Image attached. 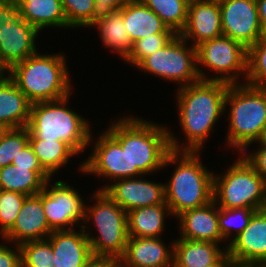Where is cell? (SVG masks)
Returning a JSON list of instances; mask_svg holds the SVG:
<instances>
[{"label":"cell","mask_w":266,"mask_h":267,"mask_svg":"<svg viewBox=\"0 0 266 267\" xmlns=\"http://www.w3.org/2000/svg\"><path fill=\"white\" fill-rule=\"evenodd\" d=\"M126 151L130 178L156 172L163 168L171 150L182 151L183 143L168 129L156 123L129 116L113 122L106 130Z\"/></svg>","instance_id":"1"},{"label":"cell","mask_w":266,"mask_h":267,"mask_svg":"<svg viewBox=\"0 0 266 267\" xmlns=\"http://www.w3.org/2000/svg\"><path fill=\"white\" fill-rule=\"evenodd\" d=\"M229 85L200 80L177 89L179 121L187 138L182 151H201L217 119L226 112L225 97Z\"/></svg>","instance_id":"2"},{"label":"cell","mask_w":266,"mask_h":267,"mask_svg":"<svg viewBox=\"0 0 266 267\" xmlns=\"http://www.w3.org/2000/svg\"><path fill=\"white\" fill-rule=\"evenodd\" d=\"M197 153L171 150L165 159L163 167L179 162L169 183L164 185L165 202L173 216L213 201L214 174L203 166Z\"/></svg>","instance_id":"3"},{"label":"cell","mask_w":266,"mask_h":267,"mask_svg":"<svg viewBox=\"0 0 266 267\" xmlns=\"http://www.w3.org/2000/svg\"><path fill=\"white\" fill-rule=\"evenodd\" d=\"M65 60L61 54L40 55L36 52L15 64L8 76L32 104L58 100L71 94Z\"/></svg>","instance_id":"4"},{"label":"cell","mask_w":266,"mask_h":267,"mask_svg":"<svg viewBox=\"0 0 266 267\" xmlns=\"http://www.w3.org/2000/svg\"><path fill=\"white\" fill-rule=\"evenodd\" d=\"M69 97L31 105L29 139L61 140L77 154L85 150L92 141L90 126L81 115L65 107Z\"/></svg>","instance_id":"5"},{"label":"cell","mask_w":266,"mask_h":267,"mask_svg":"<svg viewBox=\"0 0 266 267\" xmlns=\"http://www.w3.org/2000/svg\"><path fill=\"white\" fill-rule=\"evenodd\" d=\"M227 105L231 108L226 140L230 147L242 153L259 139L266 125V87L230 84L225 97V110Z\"/></svg>","instance_id":"6"},{"label":"cell","mask_w":266,"mask_h":267,"mask_svg":"<svg viewBox=\"0 0 266 267\" xmlns=\"http://www.w3.org/2000/svg\"><path fill=\"white\" fill-rule=\"evenodd\" d=\"M91 199L97 200V203L89 207L85 205L83 223L93 220L99 236H90L85 230L86 226L82 227L89 240L92 255L94 258L117 263L124 256L129 238L127 212L103 190L94 193Z\"/></svg>","instance_id":"7"},{"label":"cell","mask_w":266,"mask_h":267,"mask_svg":"<svg viewBox=\"0 0 266 267\" xmlns=\"http://www.w3.org/2000/svg\"><path fill=\"white\" fill-rule=\"evenodd\" d=\"M221 177H213V201L219 208H249L263 210L266 207V181L240 157Z\"/></svg>","instance_id":"8"},{"label":"cell","mask_w":266,"mask_h":267,"mask_svg":"<svg viewBox=\"0 0 266 267\" xmlns=\"http://www.w3.org/2000/svg\"><path fill=\"white\" fill-rule=\"evenodd\" d=\"M187 41L176 34L164 47L145 57L136 67L157 77L188 86L200 80L206 81V74L197 66L195 46L187 48Z\"/></svg>","instance_id":"9"},{"label":"cell","mask_w":266,"mask_h":267,"mask_svg":"<svg viewBox=\"0 0 266 267\" xmlns=\"http://www.w3.org/2000/svg\"><path fill=\"white\" fill-rule=\"evenodd\" d=\"M196 50L197 63L208 67L218 75L221 74L213 78L207 77L206 81L238 84L241 72L242 75L245 73V79L247 78L248 49L241 43L221 35L200 43L196 46Z\"/></svg>","instance_id":"10"},{"label":"cell","mask_w":266,"mask_h":267,"mask_svg":"<svg viewBox=\"0 0 266 267\" xmlns=\"http://www.w3.org/2000/svg\"><path fill=\"white\" fill-rule=\"evenodd\" d=\"M46 181L38 193L42 199L48 225L53 230H70L73 224L84 222L85 204L79 193L64 181H56L50 188Z\"/></svg>","instance_id":"11"},{"label":"cell","mask_w":266,"mask_h":267,"mask_svg":"<svg viewBox=\"0 0 266 267\" xmlns=\"http://www.w3.org/2000/svg\"><path fill=\"white\" fill-rule=\"evenodd\" d=\"M219 6L223 35L247 49L263 36L256 0H225Z\"/></svg>","instance_id":"12"},{"label":"cell","mask_w":266,"mask_h":267,"mask_svg":"<svg viewBox=\"0 0 266 267\" xmlns=\"http://www.w3.org/2000/svg\"><path fill=\"white\" fill-rule=\"evenodd\" d=\"M227 245L236 265L259 267L266 262V209L256 211L248 226Z\"/></svg>","instance_id":"13"},{"label":"cell","mask_w":266,"mask_h":267,"mask_svg":"<svg viewBox=\"0 0 266 267\" xmlns=\"http://www.w3.org/2000/svg\"><path fill=\"white\" fill-rule=\"evenodd\" d=\"M94 152L80 165L82 172L118 180L130 178L129 159L126 151L104 131L94 143Z\"/></svg>","instance_id":"14"},{"label":"cell","mask_w":266,"mask_h":267,"mask_svg":"<svg viewBox=\"0 0 266 267\" xmlns=\"http://www.w3.org/2000/svg\"><path fill=\"white\" fill-rule=\"evenodd\" d=\"M164 185L135 177L115 180V183L99 190L105 191L128 213L139 207L164 203Z\"/></svg>","instance_id":"15"},{"label":"cell","mask_w":266,"mask_h":267,"mask_svg":"<svg viewBox=\"0 0 266 267\" xmlns=\"http://www.w3.org/2000/svg\"><path fill=\"white\" fill-rule=\"evenodd\" d=\"M52 232L44 213L42 199L37 194L25 198L14 225L2 238L21 245L30 241L45 240Z\"/></svg>","instance_id":"16"},{"label":"cell","mask_w":266,"mask_h":267,"mask_svg":"<svg viewBox=\"0 0 266 267\" xmlns=\"http://www.w3.org/2000/svg\"><path fill=\"white\" fill-rule=\"evenodd\" d=\"M40 32L20 15L0 29V58L11 69L37 52L35 39Z\"/></svg>","instance_id":"17"},{"label":"cell","mask_w":266,"mask_h":267,"mask_svg":"<svg viewBox=\"0 0 266 267\" xmlns=\"http://www.w3.org/2000/svg\"><path fill=\"white\" fill-rule=\"evenodd\" d=\"M179 35L186 41L192 39L195 47L223 35L219 3L207 0L189 2L187 22Z\"/></svg>","instance_id":"18"},{"label":"cell","mask_w":266,"mask_h":267,"mask_svg":"<svg viewBox=\"0 0 266 267\" xmlns=\"http://www.w3.org/2000/svg\"><path fill=\"white\" fill-rule=\"evenodd\" d=\"M53 231L47 238L51 243L55 267H85L94 259L83 227Z\"/></svg>","instance_id":"19"},{"label":"cell","mask_w":266,"mask_h":267,"mask_svg":"<svg viewBox=\"0 0 266 267\" xmlns=\"http://www.w3.org/2000/svg\"><path fill=\"white\" fill-rule=\"evenodd\" d=\"M170 247L171 250L164 245L161 237H129L124 256L117 262V266L173 267V243Z\"/></svg>","instance_id":"20"},{"label":"cell","mask_w":266,"mask_h":267,"mask_svg":"<svg viewBox=\"0 0 266 267\" xmlns=\"http://www.w3.org/2000/svg\"><path fill=\"white\" fill-rule=\"evenodd\" d=\"M181 238L188 240L223 242L218 223V206L214 201L199 208L189 209L177 216Z\"/></svg>","instance_id":"21"},{"label":"cell","mask_w":266,"mask_h":267,"mask_svg":"<svg viewBox=\"0 0 266 267\" xmlns=\"http://www.w3.org/2000/svg\"><path fill=\"white\" fill-rule=\"evenodd\" d=\"M31 105L8 75L0 77V124L8 129L27 127Z\"/></svg>","instance_id":"22"},{"label":"cell","mask_w":266,"mask_h":267,"mask_svg":"<svg viewBox=\"0 0 266 267\" xmlns=\"http://www.w3.org/2000/svg\"><path fill=\"white\" fill-rule=\"evenodd\" d=\"M173 250V267L213 265L227 253V249H221L217 243L182 238L174 241Z\"/></svg>","instance_id":"23"},{"label":"cell","mask_w":266,"mask_h":267,"mask_svg":"<svg viewBox=\"0 0 266 267\" xmlns=\"http://www.w3.org/2000/svg\"><path fill=\"white\" fill-rule=\"evenodd\" d=\"M123 21L132 42L156 33H175L140 0H129L122 7Z\"/></svg>","instance_id":"24"},{"label":"cell","mask_w":266,"mask_h":267,"mask_svg":"<svg viewBox=\"0 0 266 267\" xmlns=\"http://www.w3.org/2000/svg\"><path fill=\"white\" fill-rule=\"evenodd\" d=\"M20 17L41 31L45 27H68L61 0H16Z\"/></svg>","instance_id":"25"},{"label":"cell","mask_w":266,"mask_h":267,"mask_svg":"<svg viewBox=\"0 0 266 267\" xmlns=\"http://www.w3.org/2000/svg\"><path fill=\"white\" fill-rule=\"evenodd\" d=\"M166 212L171 215L170 208L166 202L153 206L139 207L128 212L129 237H161V233L164 231Z\"/></svg>","instance_id":"26"},{"label":"cell","mask_w":266,"mask_h":267,"mask_svg":"<svg viewBox=\"0 0 266 267\" xmlns=\"http://www.w3.org/2000/svg\"><path fill=\"white\" fill-rule=\"evenodd\" d=\"M51 178L46 171H33L13 164L0 168V188L27 196L41 192Z\"/></svg>","instance_id":"27"},{"label":"cell","mask_w":266,"mask_h":267,"mask_svg":"<svg viewBox=\"0 0 266 267\" xmlns=\"http://www.w3.org/2000/svg\"><path fill=\"white\" fill-rule=\"evenodd\" d=\"M91 26H97L105 46L118 52L123 60L126 59L133 47V42L123 21L122 8L113 11L108 16L97 19Z\"/></svg>","instance_id":"28"},{"label":"cell","mask_w":266,"mask_h":267,"mask_svg":"<svg viewBox=\"0 0 266 267\" xmlns=\"http://www.w3.org/2000/svg\"><path fill=\"white\" fill-rule=\"evenodd\" d=\"M34 154L42 168L52 177L69 158L77 153L64 141L29 139Z\"/></svg>","instance_id":"29"},{"label":"cell","mask_w":266,"mask_h":267,"mask_svg":"<svg viewBox=\"0 0 266 267\" xmlns=\"http://www.w3.org/2000/svg\"><path fill=\"white\" fill-rule=\"evenodd\" d=\"M150 8L167 27L180 34L187 22L188 0H140Z\"/></svg>","instance_id":"30"},{"label":"cell","mask_w":266,"mask_h":267,"mask_svg":"<svg viewBox=\"0 0 266 267\" xmlns=\"http://www.w3.org/2000/svg\"><path fill=\"white\" fill-rule=\"evenodd\" d=\"M246 84L266 87V34L248 49Z\"/></svg>","instance_id":"31"},{"label":"cell","mask_w":266,"mask_h":267,"mask_svg":"<svg viewBox=\"0 0 266 267\" xmlns=\"http://www.w3.org/2000/svg\"><path fill=\"white\" fill-rule=\"evenodd\" d=\"M22 267H55L51 243L45 240L20 245Z\"/></svg>","instance_id":"32"},{"label":"cell","mask_w":266,"mask_h":267,"mask_svg":"<svg viewBox=\"0 0 266 267\" xmlns=\"http://www.w3.org/2000/svg\"><path fill=\"white\" fill-rule=\"evenodd\" d=\"M257 210L249 209V208H234V209H227V208H219L218 207V223H219V230L222 234L224 241L228 239L231 235L237 237L249 224V221L252 215ZM240 219L236 222L234 219Z\"/></svg>","instance_id":"33"},{"label":"cell","mask_w":266,"mask_h":267,"mask_svg":"<svg viewBox=\"0 0 266 267\" xmlns=\"http://www.w3.org/2000/svg\"><path fill=\"white\" fill-rule=\"evenodd\" d=\"M28 143L27 127L8 129L0 140V168L12 164L14 158Z\"/></svg>","instance_id":"34"},{"label":"cell","mask_w":266,"mask_h":267,"mask_svg":"<svg viewBox=\"0 0 266 267\" xmlns=\"http://www.w3.org/2000/svg\"><path fill=\"white\" fill-rule=\"evenodd\" d=\"M176 33H156L133 42L125 61L137 66L145 57L164 47Z\"/></svg>","instance_id":"35"},{"label":"cell","mask_w":266,"mask_h":267,"mask_svg":"<svg viewBox=\"0 0 266 267\" xmlns=\"http://www.w3.org/2000/svg\"><path fill=\"white\" fill-rule=\"evenodd\" d=\"M69 27H90L93 24L94 0H61Z\"/></svg>","instance_id":"36"},{"label":"cell","mask_w":266,"mask_h":267,"mask_svg":"<svg viewBox=\"0 0 266 267\" xmlns=\"http://www.w3.org/2000/svg\"><path fill=\"white\" fill-rule=\"evenodd\" d=\"M27 195L2 190L0 195V235L3 236L15 223Z\"/></svg>","instance_id":"37"},{"label":"cell","mask_w":266,"mask_h":267,"mask_svg":"<svg viewBox=\"0 0 266 267\" xmlns=\"http://www.w3.org/2000/svg\"><path fill=\"white\" fill-rule=\"evenodd\" d=\"M12 164L18 167L30 168L33 171H45L29 143L14 158Z\"/></svg>","instance_id":"38"},{"label":"cell","mask_w":266,"mask_h":267,"mask_svg":"<svg viewBox=\"0 0 266 267\" xmlns=\"http://www.w3.org/2000/svg\"><path fill=\"white\" fill-rule=\"evenodd\" d=\"M93 23L97 19L108 16L121 9L129 0H94Z\"/></svg>","instance_id":"39"},{"label":"cell","mask_w":266,"mask_h":267,"mask_svg":"<svg viewBox=\"0 0 266 267\" xmlns=\"http://www.w3.org/2000/svg\"><path fill=\"white\" fill-rule=\"evenodd\" d=\"M15 246L16 251L0 245V267H22L20 245Z\"/></svg>","instance_id":"40"},{"label":"cell","mask_w":266,"mask_h":267,"mask_svg":"<svg viewBox=\"0 0 266 267\" xmlns=\"http://www.w3.org/2000/svg\"><path fill=\"white\" fill-rule=\"evenodd\" d=\"M19 15V4L16 0H2L0 2V29L5 24L9 25Z\"/></svg>","instance_id":"41"},{"label":"cell","mask_w":266,"mask_h":267,"mask_svg":"<svg viewBox=\"0 0 266 267\" xmlns=\"http://www.w3.org/2000/svg\"><path fill=\"white\" fill-rule=\"evenodd\" d=\"M258 151L242 156L248 164L266 181V146L260 145Z\"/></svg>","instance_id":"42"},{"label":"cell","mask_w":266,"mask_h":267,"mask_svg":"<svg viewBox=\"0 0 266 267\" xmlns=\"http://www.w3.org/2000/svg\"><path fill=\"white\" fill-rule=\"evenodd\" d=\"M256 3L263 34H266V0H256Z\"/></svg>","instance_id":"43"},{"label":"cell","mask_w":266,"mask_h":267,"mask_svg":"<svg viewBox=\"0 0 266 267\" xmlns=\"http://www.w3.org/2000/svg\"><path fill=\"white\" fill-rule=\"evenodd\" d=\"M117 263L108 259L94 258L85 267H116Z\"/></svg>","instance_id":"44"},{"label":"cell","mask_w":266,"mask_h":267,"mask_svg":"<svg viewBox=\"0 0 266 267\" xmlns=\"http://www.w3.org/2000/svg\"><path fill=\"white\" fill-rule=\"evenodd\" d=\"M233 264V260L230 258L228 253H226L216 264L204 267H231Z\"/></svg>","instance_id":"45"},{"label":"cell","mask_w":266,"mask_h":267,"mask_svg":"<svg viewBox=\"0 0 266 267\" xmlns=\"http://www.w3.org/2000/svg\"><path fill=\"white\" fill-rule=\"evenodd\" d=\"M256 142H258L259 145L266 146V125L263 128V131L261 133V136L259 137V139Z\"/></svg>","instance_id":"46"},{"label":"cell","mask_w":266,"mask_h":267,"mask_svg":"<svg viewBox=\"0 0 266 267\" xmlns=\"http://www.w3.org/2000/svg\"><path fill=\"white\" fill-rule=\"evenodd\" d=\"M9 70L10 69L4 64V62L0 58V77L6 76L5 73H9Z\"/></svg>","instance_id":"47"},{"label":"cell","mask_w":266,"mask_h":267,"mask_svg":"<svg viewBox=\"0 0 266 267\" xmlns=\"http://www.w3.org/2000/svg\"><path fill=\"white\" fill-rule=\"evenodd\" d=\"M8 128L2 124H0V140L2 139L3 135L6 133Z\"/></svg>","instance_id":"48"},{"label":"cell","mask_w":266,"mask_h":267,"mask_svg":"<svg viewBox=\"0 0 266 267\" xmlns=\"http://www.w3.org/2000/svg\"><path fill=\"white\" fill-rule=\"evenodd\" d=\"M231 267H256V266L236 265V264H233Z\"/></svg>","instance_id":"49"},{"label":"cell","mask_w":266,"mask_h":267,"mask_svg":"<svg viewBox=\"0 0 266 267\" xmlns=\"http://www.w3.org/2000/svg\"><path fill=\"white\" fill-rule=\"evenodd\" d=\"M207 1L220 3V2L225 1V0H207Z\"/></svg>","instance_id":"50"},{"label":"cell","mask_w":266,"mask_h":267,"mask_svg":"<svg viewBox=\"0 0 266 267\" xmlns=\"http://www.w3.org/2000/svg\"><path fill=\"white\" fill-rule=\"evenodd\" d=\"M259 267H266V262L261 264Z\"/></svg>","instance_id":"51"}]
</instances>
